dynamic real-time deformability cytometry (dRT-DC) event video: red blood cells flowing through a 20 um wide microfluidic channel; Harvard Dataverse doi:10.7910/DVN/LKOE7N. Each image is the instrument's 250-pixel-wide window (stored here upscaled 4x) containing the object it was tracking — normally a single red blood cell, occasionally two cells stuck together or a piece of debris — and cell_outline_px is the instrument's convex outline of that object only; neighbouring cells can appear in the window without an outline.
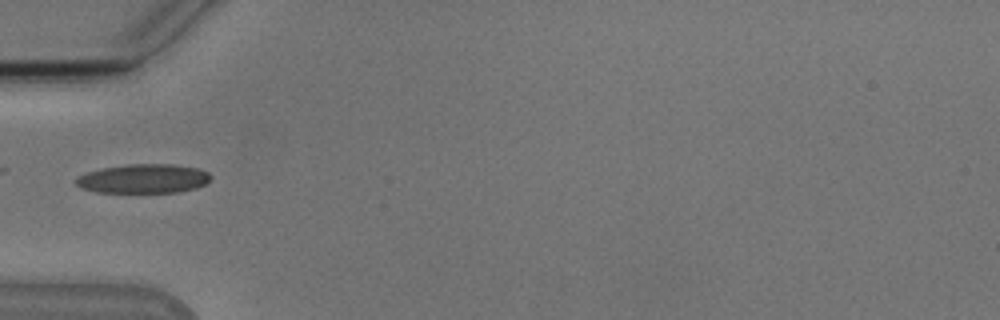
{"species": "Egyptian fruit bat (a non-hibernating species)", "species_latin": "Rousettus aegyptiacus", "temperature_condition": "cold", "stored_images_in_passage": 36, "camera_frame_rate_fps": 3000, "um_per_image_px": 0.085, "animal": {"sex": "male"}, "frame": {"image": 1, "passage_image": 1, "time_ms": 0.0, "image_size_px": [1000, 320], "cell_outline_px": [[212, 176], [204, 184], [196, 188], [176, 192], [96, 192], [80, 188], [72, 180], [76, 176], [88, 172], [104, 168], [128, 164], [172, 164], [200, 168], [208, 172]], "centroid_in_image_um": [12.17, 15.18], "position_along_channel_um": 72.8, "area_um2": 22.95}}
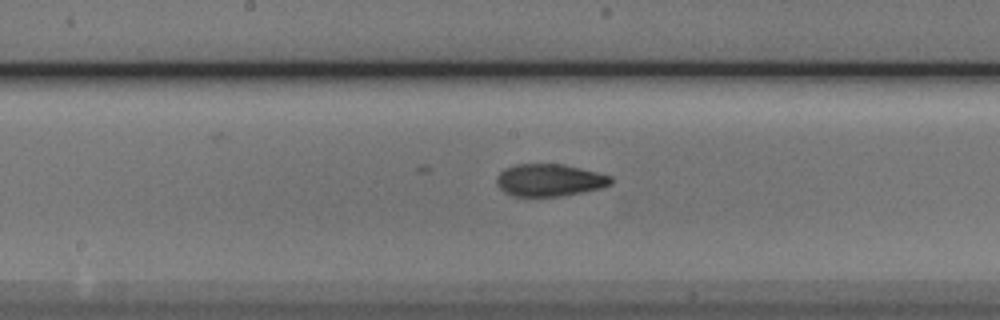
{"frame": {"image": 2, "passage_image": 11, "time_ms": 3.333, "image_size_px": [1000, 320], "cell_outline_px": [[612, 184], [600, 188], [580, 192], [556, 196], [512, 196], [504, 192], [496, 184], [496, 176], [504, 168], [516, 164], [564, 164], [612, 176]], "centroid_in_image_um": [46.66, 15.3], "position_along_channel_um": 201.5, "area_um2": 21.44}}
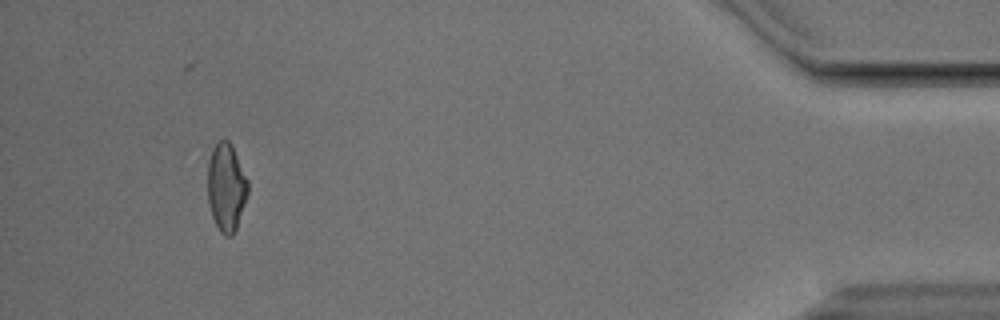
{"frame": {"image": 3, "passage_image": 33, "time_ms": 10.667, "image_size_px": [1000, 320], "cell_outline_px": [[248, 192], [236, 228], [232, 236], [224, 236], [220, 232], [212, 216], [208, 200], [208, 160], [212, 148], [220, 140], [228, 140], [232, 144], [248, 180]], "centroid_in_image_um": [19.23, 15.9], "position_along_channel_um": 416.0, "area_um2": 20.58}, "authors_computed_cell_mechanics": {"area_um2": 21.4149, "velocity_mm_per_s": 3.8403, "shape_relaxation_time_tau1_ms": 4.533, "shape_relaxation_time_tau2_ms": 2.1586, "deformation_change_tau1": 0.1519, "deformation_change_tau2": 0.0874}}